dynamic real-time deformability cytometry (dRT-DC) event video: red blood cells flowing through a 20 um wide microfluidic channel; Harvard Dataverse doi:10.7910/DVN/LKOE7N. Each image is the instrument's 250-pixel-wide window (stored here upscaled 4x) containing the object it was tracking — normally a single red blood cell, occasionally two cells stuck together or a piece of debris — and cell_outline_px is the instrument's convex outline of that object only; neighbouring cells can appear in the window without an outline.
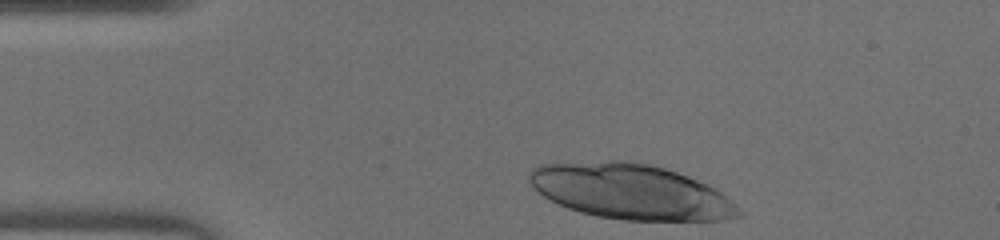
{"species": "human", "species_latin": "Homo sapiens", "temperature_condition": "warm", "stored_images_in_passage": 12, "camera_frame_rate_fps": 3000, "um_per_image_px": 0.085, "donor": {"sex": "male"}, "frame": {"image": 1, "passage_image": 1, "time_ms": 0.0, "image_size_px": [1000, 240], "cell_outline_px": [[744, 212], [740, 216], [720, 220], [624, 220], [596, 216], [580, 212], [568, 208], [544, 196], [528, 180], [528, 172], [532, 168], [540, 164], [608, 160], [632, 160], [664, 168], [688, 176], [720, 192], [732, 200]], "centroid_in_image_um": [53.6, 16.28], "position_along_channel_um": 31.4, "area_um2": 67.11}}